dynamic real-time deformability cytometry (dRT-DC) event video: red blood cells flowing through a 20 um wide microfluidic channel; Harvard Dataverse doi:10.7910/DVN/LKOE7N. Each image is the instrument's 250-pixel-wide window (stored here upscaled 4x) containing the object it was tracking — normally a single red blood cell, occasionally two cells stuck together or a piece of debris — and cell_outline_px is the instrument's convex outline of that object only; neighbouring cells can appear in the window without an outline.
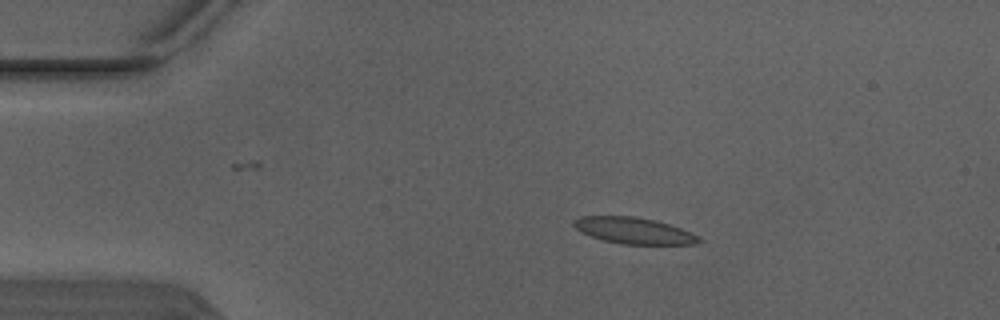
{"species": "Egyptian fruit bat (a non-hibernating species)", "species_latin": "Rousettus aegyptiacus", "temperature_condition": "warm", "stored_images_in_passage": 6, "camera_frame_rate_fps": 3000, "um_per_image_px": 0.085, "animal": {"sex": "male"}, "frame": {"image": 1, "passage_image": 3, "time_ms": 0.667, "image_size_px": [1000, 320], "cell_outline_px": [[704, 240], [696, 244], [620, 244], [604, 240], [580, 232], [572, 224], [572, 220], [580, 216], [632, 216], [656, 220], [680, 228], [700, 236]], "centroid_in_image_um": [53.88, 19.6], "position_along_channel_um": 31.1, "area_um2": 19.25}}
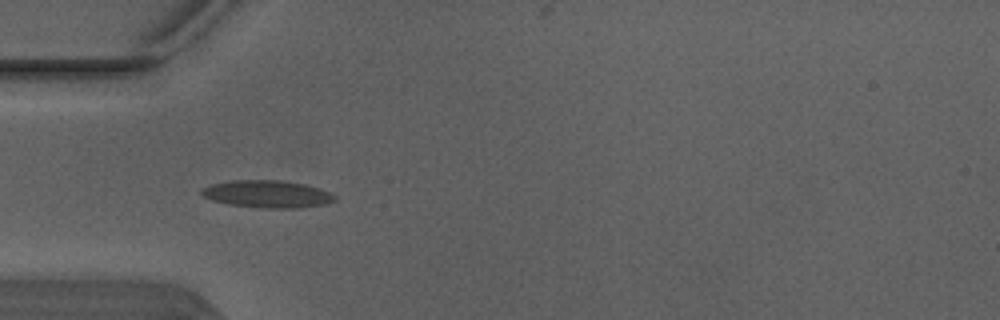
{"frame": {"image": 2, "passage_image": 4, "time_ms": 1.0, "image_size_px": [1000, 320], "cell_outline_px": [[336, 200], [324, 204], [300, 208], [264, 208], [228, 204], [212, 200], [204, 196], [200, 192], [200, 188], [212, 184], [232, 180], [284, 180], [304, 184], [320, 188], [336, 196]], "centroid_in_image_um": [22.71, 16.49], "position_along_channel_um": 62.3, "area_um2": 21.27}}
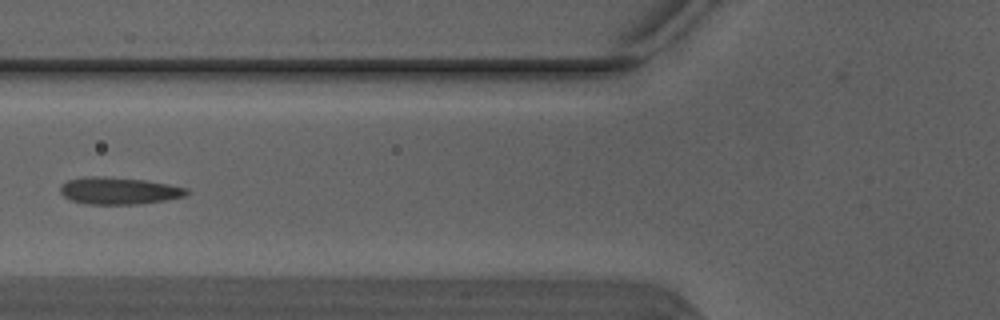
{"frame": {"image": 3, "passage_image": 5, "time_ms": 1.333, "image_size_px": [1000, 320], "cell_outline_px": [[192, 192], [184, 196], [164, 200], [136, 204], [88, 204], [72, 200], [64, 196], [60, 192], [60, 188], [68, 180], [88, 176], [104, 176], [148, 180], [188, 188]], "centroid_in_image_um": [10.15, 16.2], "position_along_channel_um": 115.7, "area_um2": 19.88}}